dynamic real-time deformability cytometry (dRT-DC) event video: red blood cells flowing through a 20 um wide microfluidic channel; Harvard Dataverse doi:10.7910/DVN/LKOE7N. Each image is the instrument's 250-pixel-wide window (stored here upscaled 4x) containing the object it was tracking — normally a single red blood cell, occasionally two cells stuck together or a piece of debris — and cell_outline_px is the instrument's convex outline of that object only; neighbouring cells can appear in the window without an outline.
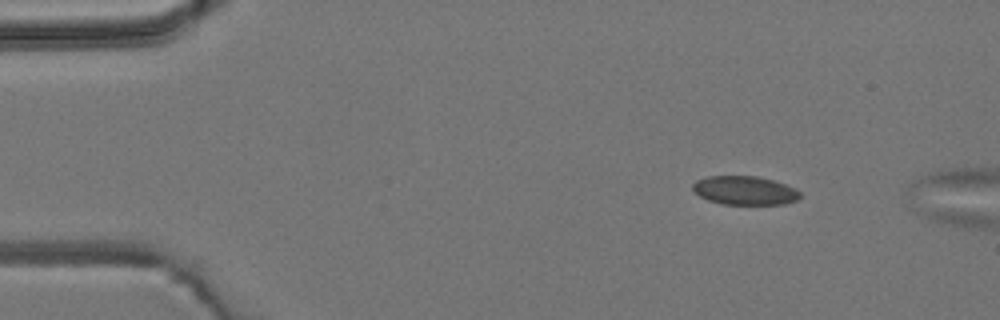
{"species": "common noctule bat (a hibernating species)", "species_latin": "Nyctalus noctula", "temperature_condition": "room temperature", "stored_images_in_passage": 2, "camera_frame_rate_fps": 3000, "um_per_image_px": 0.085, "animal": {"sex": "male", "body_mass_g": 19.2, "forearm_length_mm": 51.8}, "frame": {"image": 1, "passage_image": 1, "time_ms": 0.0, "image_size_px": [1000, 320], "cell_outline_px": [[800, 196], [796, 200], [784, 204], [720, 204], [708, 200], [700, 196], [692, 188], [692, 184], [696, 180], [708, 176], [756, 176], [772, 180], [796, 188], [800, 192]], "centroid_in_image_um": [63.29, 16.19], "position_along_channel_um": 21.7, "area_um2": 17.92}}